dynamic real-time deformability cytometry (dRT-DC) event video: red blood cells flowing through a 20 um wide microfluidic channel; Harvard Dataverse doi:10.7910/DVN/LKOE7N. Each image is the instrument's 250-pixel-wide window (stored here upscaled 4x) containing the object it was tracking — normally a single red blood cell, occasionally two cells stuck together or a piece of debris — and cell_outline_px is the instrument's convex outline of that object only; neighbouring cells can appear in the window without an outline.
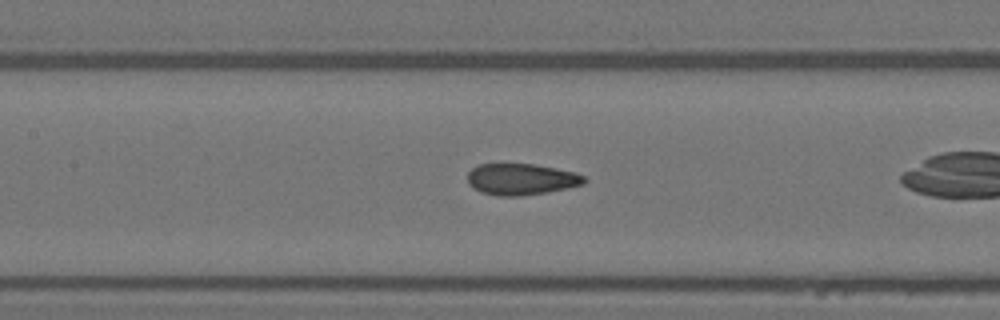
{"species": "Egyptian fruit bat (a non-hibernating species)", "species_latin": "Rousettus aegyptiacus", "temperature_condition": "warm", "stored_images_in_passage": 32, "camera_frame_rate_fps": 3000, "um_per_image_px": 0.085, "animal": {"sex": "female"}, "frame": {"image": 1, "passage_image": 14, "time_ms": 4.333, "image_size_px": [1000, 320], "cell_outline_px": [[588, 180], [584, 184], [548, 192], [520, 196], [496, 196], [480, 192], [468, 184], [468, 172], [472, 168], [480, 164], [532, 164], [556, 168], [576, 172], [584, 176]], "centroid_in_image_um": [44.31, 15.24], "position_along_channel_um": 163.1, "area_um2": 21.44}}
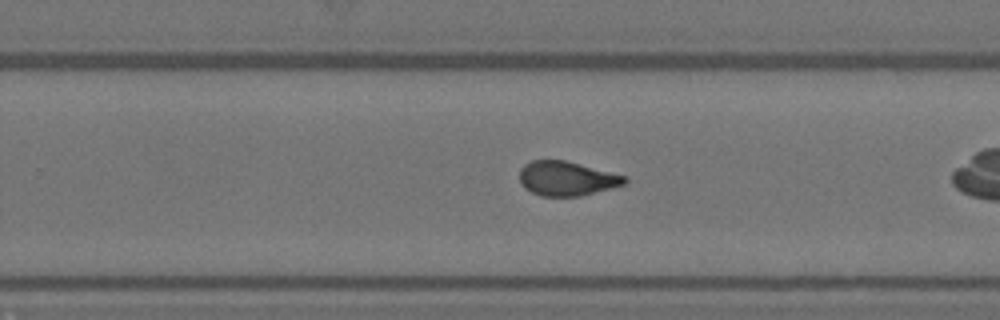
{"frame": {"image": 2, "passage_image": 23, "time_ms": 7.333, "image_size_px": [1000, 320], "cell_outline_px": [[628, 180], [624, 184], [612, 188], [580, 196], [540, 196], [524, 188], [520, 180], [520, 168], [524, 164], [532, 160], [564, 160], [628, 176]], "centroid_in_image_um": [48.18, 15.17], "position_along_channel_um": 281.6, "area_um2": 21.1}}